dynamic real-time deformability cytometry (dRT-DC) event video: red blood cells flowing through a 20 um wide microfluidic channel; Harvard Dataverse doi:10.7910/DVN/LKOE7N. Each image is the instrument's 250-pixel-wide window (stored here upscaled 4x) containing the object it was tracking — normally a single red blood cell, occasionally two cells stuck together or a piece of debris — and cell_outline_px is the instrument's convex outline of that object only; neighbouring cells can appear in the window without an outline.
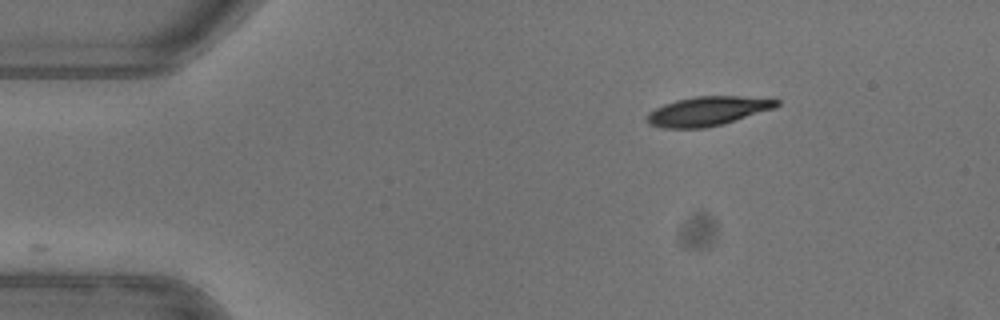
{"species": "common noctule bat (a hibernating species)", "species_latin": "Nyctalus noctula", "temperature_condition": "warm", "stored_images_in_passage": 29, "camera_frame_rate_fps": 3000, "um_per_image_px": 0.085, "animal": {"sex": "female"}, "frame": {"image": 1, "passage_image": 1, "time_ms": 0.0, "image_size_px": [1000, 320], "cell_outline_px": [[780, 104], [776, 108], [724, 124], [704, 128], [664, 128], [648, 124], [644, 120], [644, 116], [648, 112], [664, 104], [676, 100], [696, 96], [740, 96], [780, 100]], "centroid_in_image_um": [60.13, 9.45], "position_along_channel_um": 24.9, "area_um2": 22.31}}
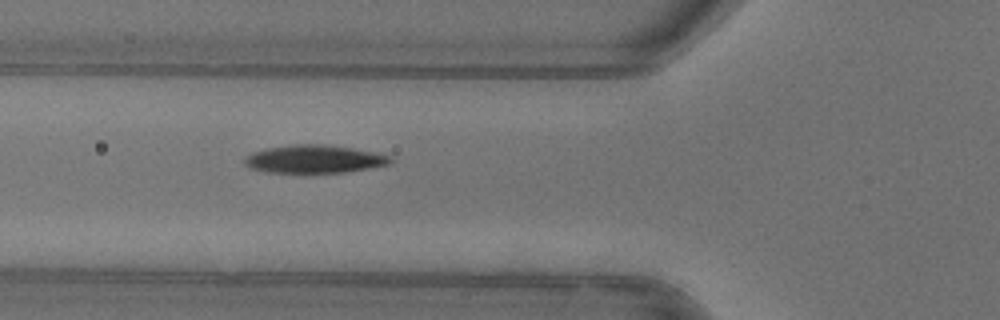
{"frame": {"image": 2, "passage_image": 12, "time_ms": 3.667, "image_size_px": [1000, 320], "cell_outline_px": [[396, 160], [392, 164], [348, 172], [268, 172], [248, 168], [244, 164], [244, 160], [252, 152], [268, 148], [296, 144], [324, 144], [352, 148], [376, 152], [392, 156]], "centroid_in_image_um": [26.8, 13.52], "position_along_channel_um": 99.0, "area_um2": 23.93}}